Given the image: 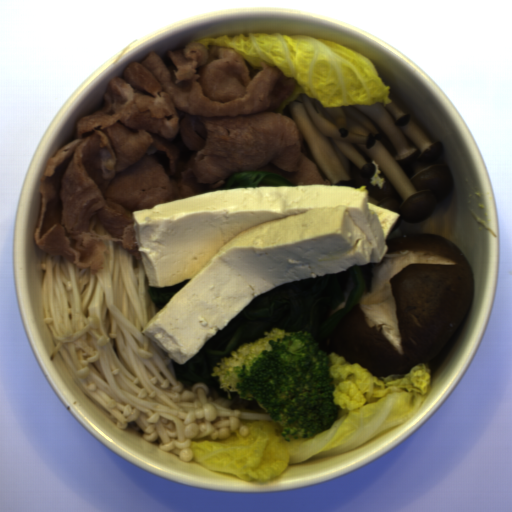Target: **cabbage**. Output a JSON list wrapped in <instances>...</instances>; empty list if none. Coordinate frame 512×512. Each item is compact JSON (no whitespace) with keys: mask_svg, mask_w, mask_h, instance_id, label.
Instances as JSON below:
<instances>
[{"mask_svg":"<svg viewBox=\"0 0 512 512\" xmlns=\"http://www.w3.org/2000/svg\"><path fill=\"white\" fill-rule=\"evenodd\" d=\"M333 379L332 403L338 418L329 429L311 438L287 441L283 425L272 420H241L248 435L237 430L224 439H191V461L245 482L265 483L291 465L342 455L359 449L385 432L409 421L432 388L429 363L404 374L375 377L359 363L329 352Z\"/></svg>","mask_w":512,"mask_h":512,"instance_id":"4295e07d","label":"cabbage"},{"mask_svg":"<svg viewBox=\"0 0 512 512\" xmlns=\"http://www.w3.org/2000/svg\"><path fill=\"white\" fill-rule=\"evenodd\" d=\"M205 46L233 50L244 58L250 77L265 62L279 67L283 78L297 80L277 112L285 116L289 104L304 94L324 107L387 106L392 101L371 60L348 47L302 33H249L195 38Z\"/></svg>","mask_w":512,"mask_h":512,"instance_id":"f4c42f77","label":"cabbage"}]
</instances>
